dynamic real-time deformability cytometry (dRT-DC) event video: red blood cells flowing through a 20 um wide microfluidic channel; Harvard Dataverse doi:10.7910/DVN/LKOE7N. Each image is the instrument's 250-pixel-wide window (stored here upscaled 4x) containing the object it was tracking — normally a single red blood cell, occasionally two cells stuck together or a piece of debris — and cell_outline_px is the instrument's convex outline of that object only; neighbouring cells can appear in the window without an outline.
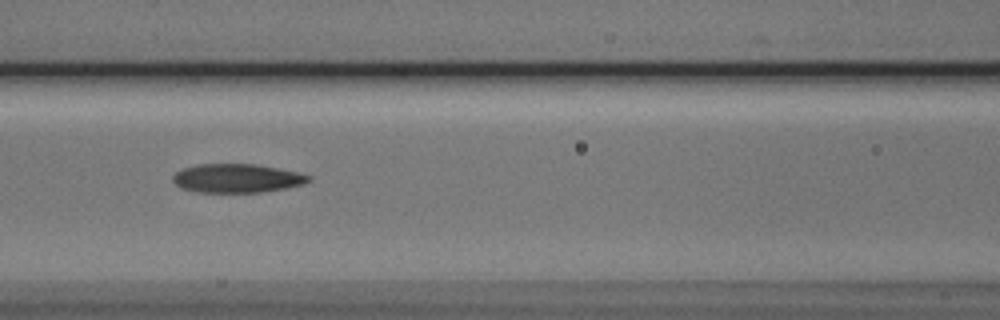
{"species": "Egyptian fruit bat (a non-hibernating species)", "species_latin": "Rousettus aegyptiacus", "temperature_condition": "cold", "stored_images_in_passage": 6, "camera_frame_rate_fps": 3000, "um_per_image_px": 0.085, "animal": {"sex": "male"}, "frame": {"image": 1, "passage_image": 5, "time_ms": 4.333, "image_size_px": [1000, 320], "cell_outline_px": [[312, 180], [304, 184], [284, 188], [260, 192], [196, 192], [180, 188], [172, 180], [172, 176], [176, 172], [184, 168], [200, 164], [256, 164], [296, 172], [312, 176]], "centroid_in_image_um": [20.13, 15.15], "position_along_channel_um": 146.5, "area_um2": 22.66}}